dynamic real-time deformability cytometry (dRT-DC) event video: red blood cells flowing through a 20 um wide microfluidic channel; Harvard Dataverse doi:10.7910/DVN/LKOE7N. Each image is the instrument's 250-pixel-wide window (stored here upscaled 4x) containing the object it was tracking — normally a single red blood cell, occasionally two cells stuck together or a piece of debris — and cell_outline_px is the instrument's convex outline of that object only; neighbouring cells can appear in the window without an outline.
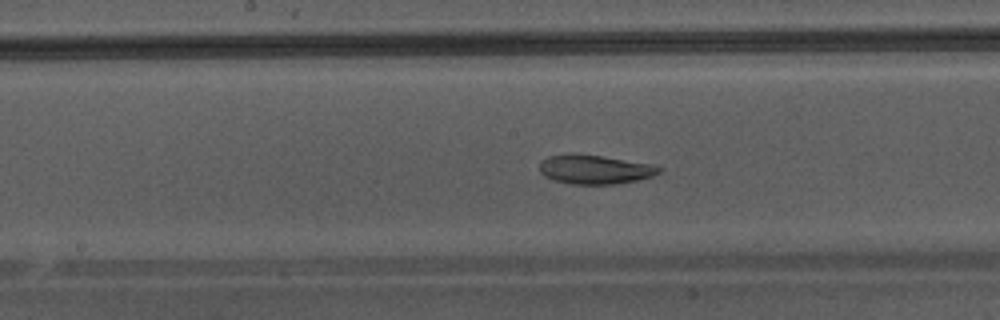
{"species": "Egyptian fruit bat (a non-hibernating species)", "species_latin": "Rousettus aegyptiacus", "temperature_condition": "warm", "stored_images_in_passage": 32, "camera_frame_rate_fps": 3000, "um_per_image_px": 0.085, "animal": {"sex": "male"}, "frame": {"image": 1, "passage_image": 10, "time_ms": 3.0, "image_size_px": [1000, 320], "cell_outline_px": [[664, 168], [660, 172], [652, 176], [636, 180], [616, 184], [568, 184], [544, 176], [540, 172], [540, 160], [548, 156], [568, 152], [572, 152], [600, 156], [652, 164]], "centroid_in_image_um": [50.52, 14.38], "position_along_channel_um": 197.7, "area_um2": 20.46}}
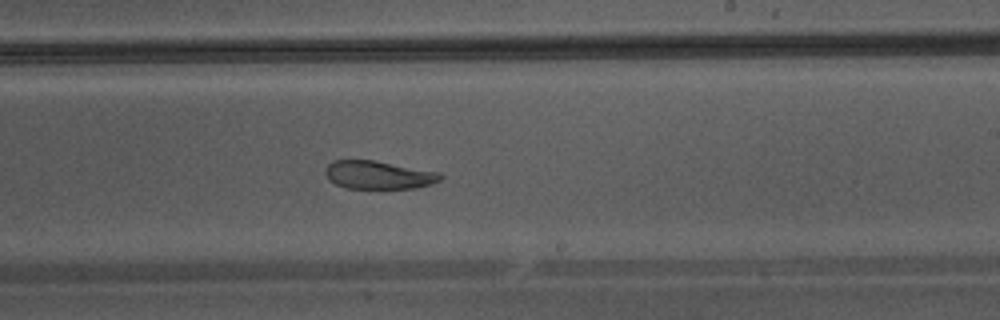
{"frame": {"image": 2, "passage_image": 14, "time_ms": 4.333, "image_size_px": [1000, 320], "cell_outline_px": [[444, 176], [440, 180], [432, 184], [416, 188], [348, 188], [336, 184], [324, 172], [324, 168], [332, 160], [372, 160], [440, 172]], "centroid_in_image_um": [32.2, 14.86], "position_along_channel_um": 256.8, "area_um2": 18.79}}